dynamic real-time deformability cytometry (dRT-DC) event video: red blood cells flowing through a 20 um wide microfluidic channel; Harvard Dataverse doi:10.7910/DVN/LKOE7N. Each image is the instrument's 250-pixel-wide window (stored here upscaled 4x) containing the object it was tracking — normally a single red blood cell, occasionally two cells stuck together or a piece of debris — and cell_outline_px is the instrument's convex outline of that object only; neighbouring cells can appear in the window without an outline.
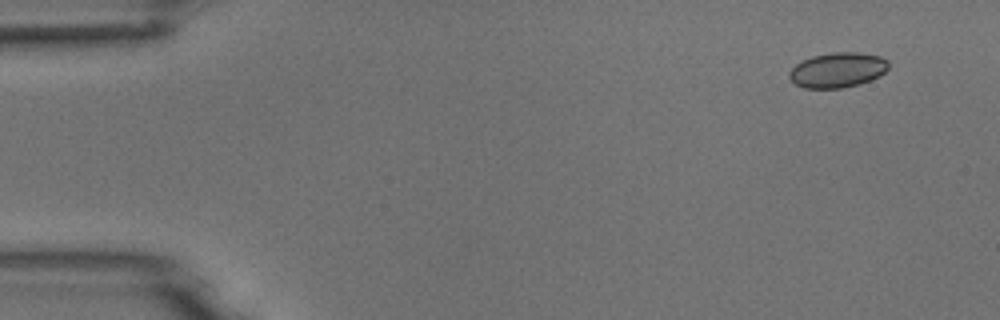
{"species": "common noctule bat (a hibernating species)", "species_latin": "Nyctalus noctula", "temperature_condition": "room temperature", "stored_images_in_passage": 4, "camera_frame_rate_fps": 3000, "um_per_image_px": 0.085, "animal": {"sex": "male", "body_mass_g": 18.8}, "frame": {"image": 1, "passage_image": 1, "time_ms": 0.0, "image_size_px": [1000, 320], "cell_outline_px": [[888, 68], [880, 76], [860, 84], [840, 88], [804, 88], [796, 84], [788, 76], [788, 72], [796, 64], [812, 56], [832, 52], [860, 52], [880, 56], [888, 60]], "centroid_in_image_um": [71.21, 5.94], "position_along_channel_um": 13.8, "area_um2": 20.29}}
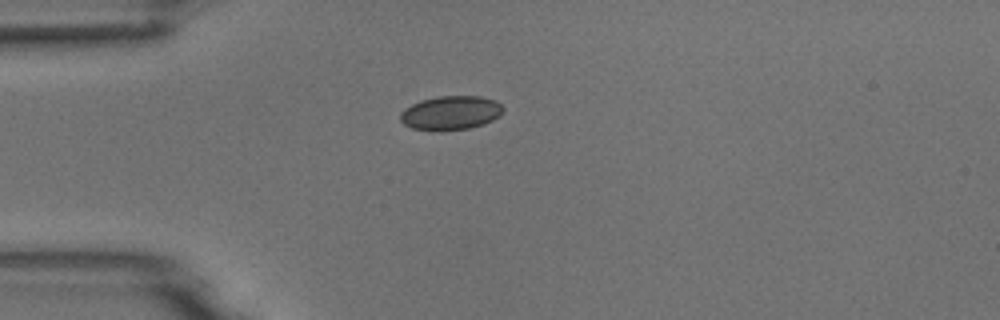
{"frame": {"image": 2, "passage_image": 4, "time_ms": 3.333, "image_size_px": [1000, 320], "cell_outline_px": [[504, 108], [500, 116], [484, 124], [468, 128], [440, 132], [412, 128], [404, 124], [400, 120], [400, 112], [404, 108], [420, 100], [436, 96], [480, 96], [496, 100]], "centroid_in_image_um": [38.3, 9.6], "position_along_channel_um": 46.7, "area_um2": 20.69}}